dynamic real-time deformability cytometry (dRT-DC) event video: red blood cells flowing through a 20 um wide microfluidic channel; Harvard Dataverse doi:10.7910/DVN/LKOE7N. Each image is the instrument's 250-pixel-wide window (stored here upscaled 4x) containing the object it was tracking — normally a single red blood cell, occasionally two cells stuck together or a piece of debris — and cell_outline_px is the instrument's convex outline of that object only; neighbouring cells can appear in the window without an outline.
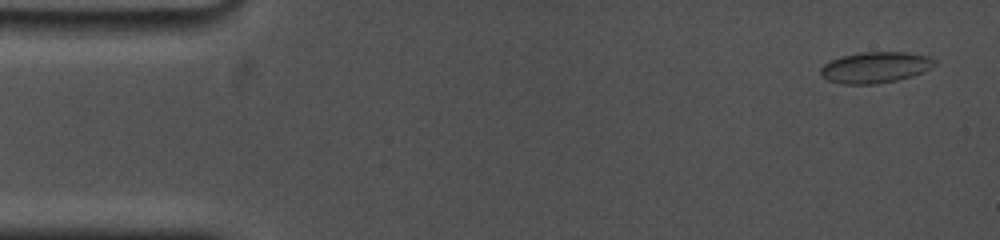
{"species": "common noctule bat (a hibernating species)", "species_latin": "Nyctalus noctula", "temperature_condition": "cold", "stored_images_in_passage": 12, "camera_frame_rate_fps": 5000, "um_per_image_px": 0.085, "animal": {"sex": "female", "body_mass_g": 19.0, "forearm_length_mm": 53.3}, "frame": {"image": 1, "passage_image": 2, "time_ms": 0.4, "image_size_px": [1000, 240], "cell_outline_px": [[936, 64], [932, 68], [912, 76], [896, 80], [876, 84], [840, 84], [828, 80], [820, 76], [820, 68], [824, 64], [840, 56], [860, 52], [904, 52], [932, 56], [936, 60]], "centroid_in_image_um": [74.41, 5.72], "position_along_channel_um": 10.6, "area_um2": 20.87}}
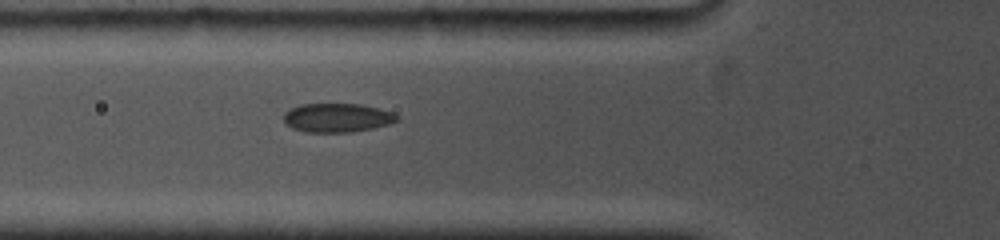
{"frame": {"image": 2, "passage_image": 12, "time_ms": 5.8, "image_size_px": [1000, 240], "cell_outline_px": [[400, 120], [388, 124], [372, 128], [352, 132], [304, 132], [292, 128], [284, 124], [284, 112], [300, 104], [360, 104], [380, 108], [392, 112], [400, 116]], "centroid_in_image_um": [28.67, 10.01], "position_along_channel_um": 97.1, "area_um2": 19.25}}